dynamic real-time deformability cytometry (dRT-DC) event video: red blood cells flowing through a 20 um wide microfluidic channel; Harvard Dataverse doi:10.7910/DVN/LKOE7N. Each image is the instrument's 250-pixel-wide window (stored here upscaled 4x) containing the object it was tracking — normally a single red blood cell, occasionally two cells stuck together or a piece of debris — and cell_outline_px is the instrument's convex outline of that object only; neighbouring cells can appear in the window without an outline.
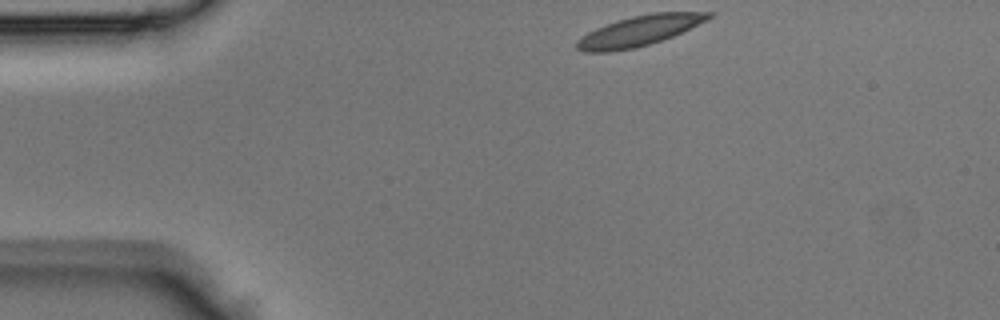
{"species": "Egyptian fruit bat (a non-hibernating species)", "species_latin": "Rousettus aegyptiacus", "temperature_condition": "room temperature", "stored_images_in_passage": 38, "camera_frame_rate_fps": 3000, "um_per_image_px": 0.085, "animal": {"sex": "male"}, "frame": {"image": 1, "passage_image": 1, "time_ms": 0.0, "image_size_px": [1000, 320], "cell_outline_px": [[712, 16], [708, 20], [672, 36], [636, 48], [608, 52], [584, 52], [576, 48], [576, 40], [588, 32], [604, 24], [632, 16], [652, 12], [712, 12]], "centroid_in_image_um": [54.31, 2.62], "position_along_channel_um": 30.7, "area_um2": 23.12}}
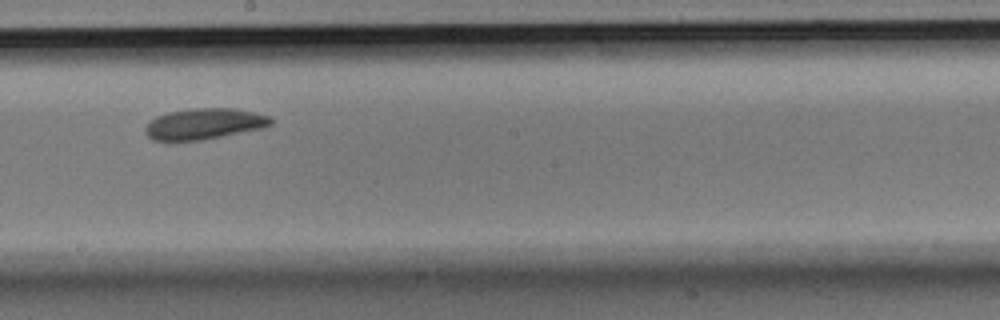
{"frame": {"image": 2, "passage_image": 18, "time_ms": 5.667, "image_size_px": [1000, 320], "cell_outline_px": [[272, 124], [264, 128], [200, 140], [152, 140], [144, 132], [144, 128], [148, 120], [156, 116], [168, 112], [192, 108], [232, 108], [256, 112], [268, 116], [272, 120]], "centroid_in_image_um": [17.33, 10.51], "position_along_channel_um": 230.9, "area_um2": 22.72}}
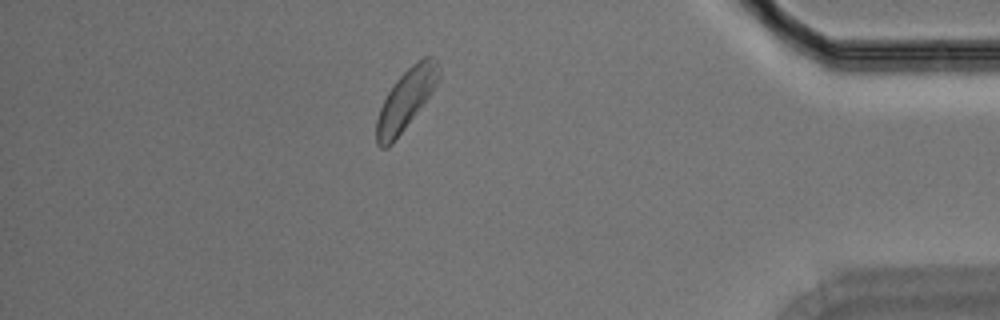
{"frame": {"image": 3, "passage_image": 32, "time_ms": 10.333, "image_size_px": [1000, 320], "cell_outline_px": [[440, 76], [432, 92], [392, 144], [388, 148], [380, 148], [376, 144], [376, 120], [380, 108], [388, 92], [396, 80], [412, 64], [424, 56], [432, 56], [436, 60], [440, 72]], "centroid_in_image_um": [34.49, 8.46], "position_along_channel_um": 400.7, "area_um2": 21.56}}